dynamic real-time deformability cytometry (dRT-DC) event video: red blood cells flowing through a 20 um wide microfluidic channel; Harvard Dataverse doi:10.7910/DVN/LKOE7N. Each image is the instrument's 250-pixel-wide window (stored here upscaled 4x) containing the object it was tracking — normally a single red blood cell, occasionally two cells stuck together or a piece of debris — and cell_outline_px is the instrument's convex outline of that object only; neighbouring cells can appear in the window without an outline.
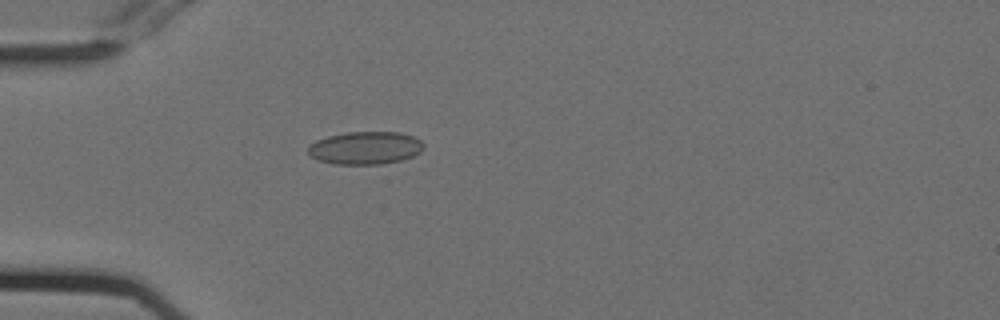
{"species": "Egyptian fruit bat (a non-hibernating species)", "species_latin": "Rousettus aegyptiacus", "temperature_condition": "cold", "stored_images_in_passage": 52, "camera_frame_rate_fps": 3000, "um_per_image_px": 0.085, "animal": {"sex": "female"}, "frame": {"image": 1, "passage_image": 14, "time_ms": 4.333, "image_size_px": [1000, 320], "cell_outline_px": [[424, 148], [420, 152], [412, 156], [400, 160], [380, 164], [332, 164], [320, 160], [312, 156], [308, 152], [308, 148], [316, 140], [328, 136], [348, 132], [400, 132], [416, 136], [424, 144]], "centroid_in_image_um": [31.09, 12.56], "position_along_channel_um": 53.9, "area_um2": 22.02}}
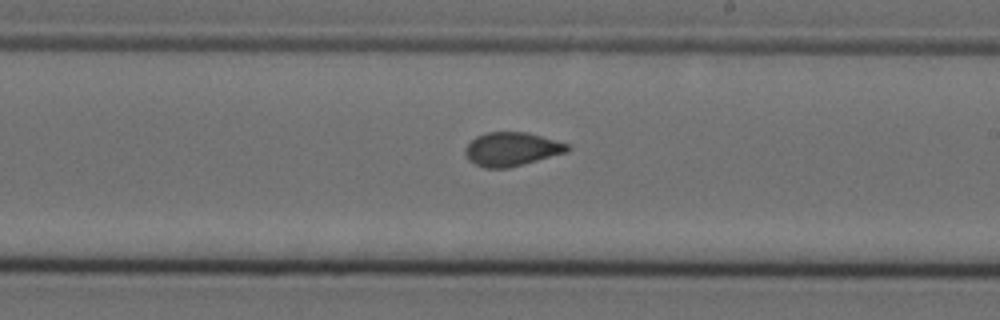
{"frame": {"image": 2, "passage_image": 30, "time_ms": 9.667, "image_size_px": [1000, 320], "cell_outline_px": [[572, 148], [568, 152], [524, 164], [508, 168], [484, 168], [468, 160], [464, 152], [464, 148], [476, 136], [488, 132], [528, 132], [568, 144]], "centroid_in_image_um": [43.5, 12.68], "position_along_channel_um": 245.5, "area_um2": 20.17}}
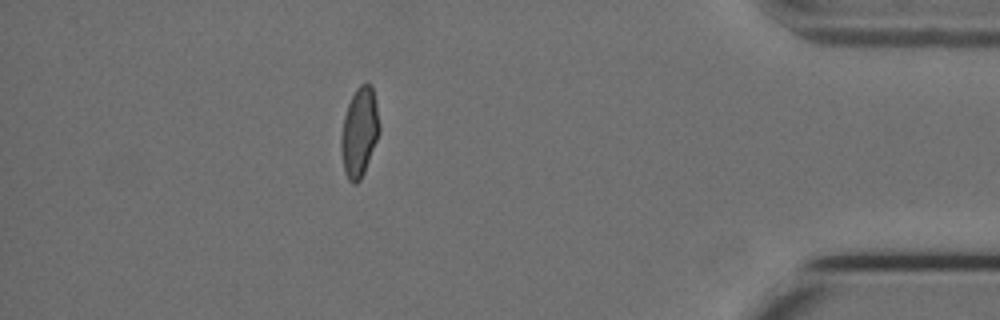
{"frame": {"image": 3, "passage_image": 46, "time_ms": 15.0, "image_size_px": [1000, 320], "cell_outline_px": [[380, 132], [364, 172], [360, 180], [356, 184], [352, 184], [348, 180], [344, 172], [340, 148], [340, 140], [344, 116], [348, 104], [356, 88], [360, 84], [368, 80], [372, 84], [380, 124]], "centroid_in_image_um": [30.54, 11.21], "position_along_channel_um": 404.7, "area_um2": 20.17}, "authors_computed_cell_mechanics": {"area_um2": 20.4034, "velocity_mm_per_s": 3.7609, "shape_relaxation_time_tau1_ms": null, "shape_relaxation_time_tau2_ms": 0.8187, "deformation_change_tau1": null, "deformation_change_tau2": 0.031}}